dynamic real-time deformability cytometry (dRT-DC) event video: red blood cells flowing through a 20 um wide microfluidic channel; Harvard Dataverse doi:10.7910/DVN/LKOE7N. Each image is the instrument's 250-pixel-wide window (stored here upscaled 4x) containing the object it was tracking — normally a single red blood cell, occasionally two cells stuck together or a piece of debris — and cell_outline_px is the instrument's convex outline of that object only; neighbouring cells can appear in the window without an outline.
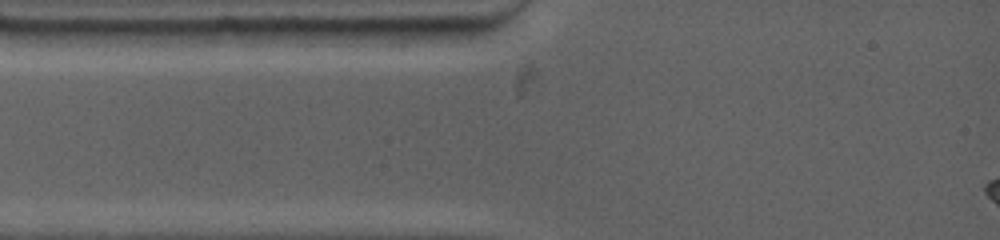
{"species": "common noctule bat (a hibernating species)", "species_latin": "Nyctalus noctula", "temperature_condition": "warm", "stored_images_in_passage": 3, "camera_frame_rate_fps": 4500, "um_per_image_px": 0.085, "animal": {"sex": "female", "body_mass_g": 19.0, "forearm_length_mm": 53.3}, "frame": {"image": 1, "passage_image": 1, "time_ms": 0.0, "image_size_px": [1000, 240], "cell_outline_px": [[472, 28], [468, 36], [460, 44], [400, 48], [392, 48], [360, 44], [348, 28]], "centroid_in_image_um": [34.84, 3.12], "position_along_channel_um": 50.2, "area_um2": 14.62}}